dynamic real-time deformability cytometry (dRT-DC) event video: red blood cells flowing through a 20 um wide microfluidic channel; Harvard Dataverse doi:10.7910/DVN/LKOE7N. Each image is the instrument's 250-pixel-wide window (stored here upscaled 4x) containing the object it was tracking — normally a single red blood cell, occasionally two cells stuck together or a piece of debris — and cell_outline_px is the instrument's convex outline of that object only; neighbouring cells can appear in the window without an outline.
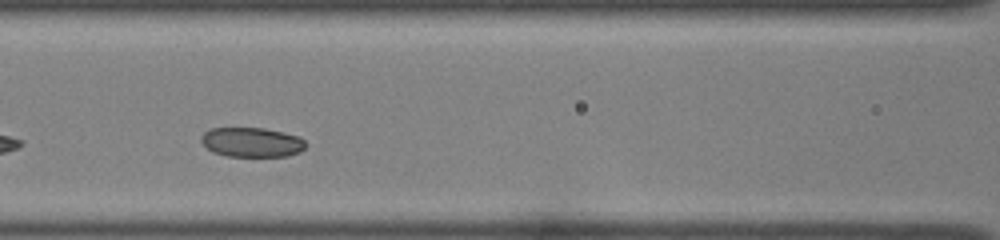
{"species": "common noctule bat (a hibernating species)", "species_latin": "Nyctalus noctula", "temperature_condition": "room temperature", "stored_images_in_passage": 30, "camera_frame_rate_fps": 3000, "um_per_image_px": 0.085, "animal": {"sex": "female", "body_mass_g": 22.0, "forearm_length_mm": 56.7}, "frame": {"image": 1, "passage_image": 10, "time_ms": 3.0, "image_size_px": [1000, 240], "cell_outline_px": [[308, 144], [300, 152], [288, 156], [228, 156], [212, 152], [200, 140], [200, 136], [204, 132], [212, 128], [264, 128], [300, 136]], "centroid_in_image_um": [21.42, 12.09], "position_along_channel_um": 145.2, "area_um2": 18.09}}
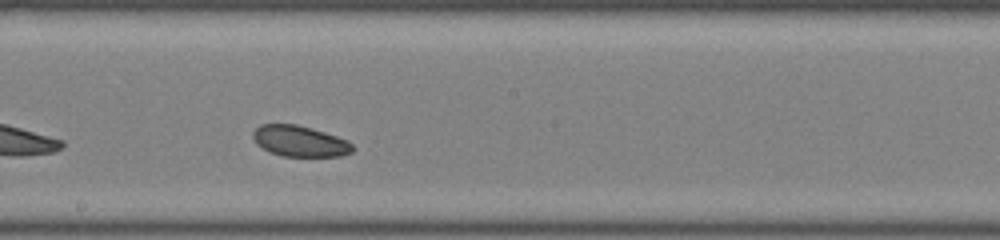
{"frame": {"image": 2, "passage_image": 16, "time_ms": 5.0, "image_size_px": [1000, 240], "cell_outline_px": [[356, 148], [352, 152], [340, 156], [280, 156], [268, 152], [260, 148], [256, 144], [252, 136], [252, 132], [260, 124], [296, 124], [324, 132], [348, 140]], "centroid_in_image_um": [25.45, 12.01], "position_along_channel_um": 222.7, "area_um2": 18.15}}
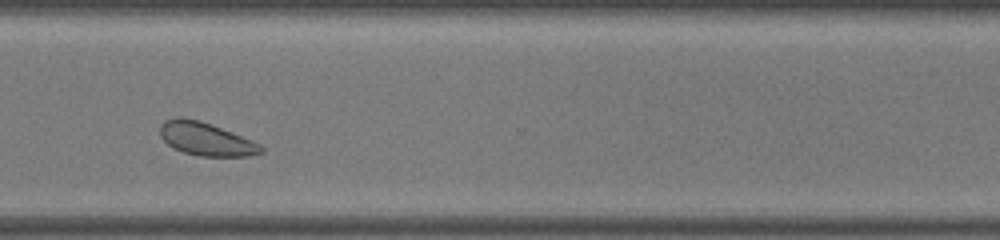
{"frame": {"image": 3, "passage_image": 26, "time_ms": 8.333, "image_size_px": [1000, 240], "cell_outline_px": [[264, 152], [248, 156], [200, 156], [184, 152], [172, 148], [160, 136], [160, 124], [164, 120], [180, 116], [200, 120], [252, 140], [260, 144], [264, 148]], "centroid_in_image_um": [17.49, 11.81], "position_along_channel_um": 353.1, "area_um2": 19.54}, "authors_computed_cell_mechanics": {"area_um2": 18.6694, "velocity_mm_per_s": 3.8934, "shape_relaxation_time_tau1_ms": 2.2883, "shape_relaxation_time_tau2_ms": 9.4783, "deformation_change_tau1": 0.0434, "deformation_change_tau2": 0.1582}}